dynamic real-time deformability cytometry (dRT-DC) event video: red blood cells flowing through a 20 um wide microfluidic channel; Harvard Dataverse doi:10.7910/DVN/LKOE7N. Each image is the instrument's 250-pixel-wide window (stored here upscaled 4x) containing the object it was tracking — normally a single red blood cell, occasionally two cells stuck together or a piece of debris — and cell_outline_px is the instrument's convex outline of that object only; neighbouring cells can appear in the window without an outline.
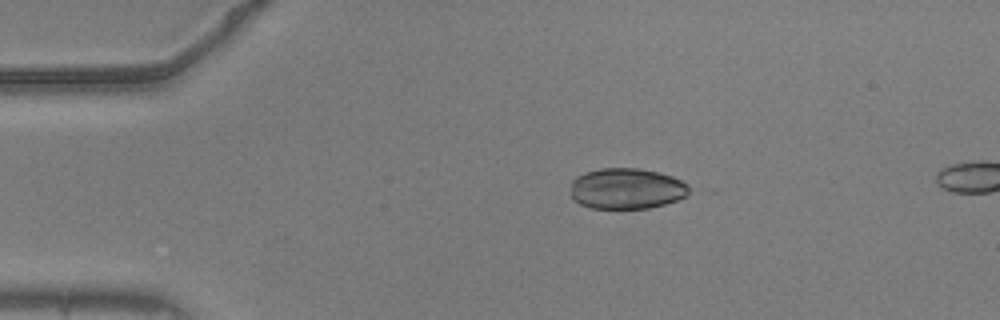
{"species": "common noctule bat (a hibernating species)", "species_latin": "Nyctalus noctula", "temperature_condition": "warm", "stored_images_in_passage": 20, "camera_frame_rate_fps": 3000, "um_per_image_px": 0.085, "animal": {"sex": "male", "body_mass_g": 20.5, "forearm_length_mm": 52.5}, "frame": {"image": 1, "passage_image": 11, "time_ms": 3.333, "image_size_px": [1000, 320], "cell_outline_px": [[696, 188], [688, 196], [664, 204], [648, 208], [592, 208], [580, 204], [572, 200], [572, 180], [576, 176], [584, 172], [600, 168], [636, 168], [660, 172], [672, 176]], "centroid_in_image_um": [53.31, 16.02], "position_along_channel_um": 31.7, "area_um2": 28.61}}
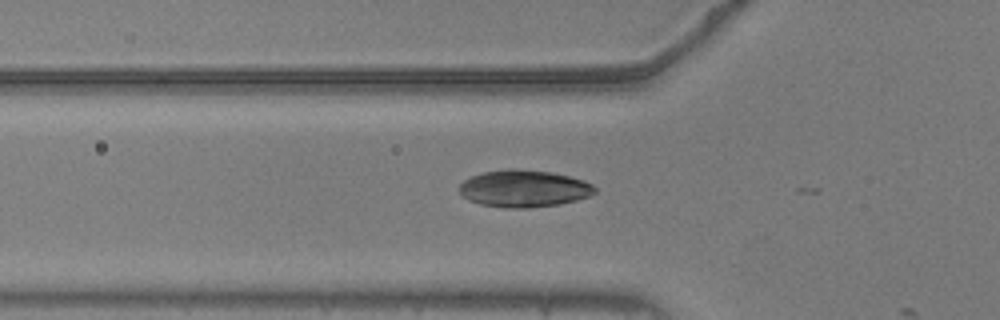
{"frame": {"image": 2, "passage_image": 19, "time_ms": 6.0, "image_size_px": [1000, 320], "cell_outline_px": [[596, 192], [588, 196], [576, 200], [560, 204], [528, 208], [504, 208], [480, 204], [468, 200], [460, 192], [460, 184], [464, 180], [472, 176], [484, 172], [508, 168], [516, 168], [552, 172], [584, 180], [592, 184], [596, 188]], "centroid_in_image_um": [44.54, 16.02], "position_along_channel_um": 81.3, "area_um2": 29.36}}